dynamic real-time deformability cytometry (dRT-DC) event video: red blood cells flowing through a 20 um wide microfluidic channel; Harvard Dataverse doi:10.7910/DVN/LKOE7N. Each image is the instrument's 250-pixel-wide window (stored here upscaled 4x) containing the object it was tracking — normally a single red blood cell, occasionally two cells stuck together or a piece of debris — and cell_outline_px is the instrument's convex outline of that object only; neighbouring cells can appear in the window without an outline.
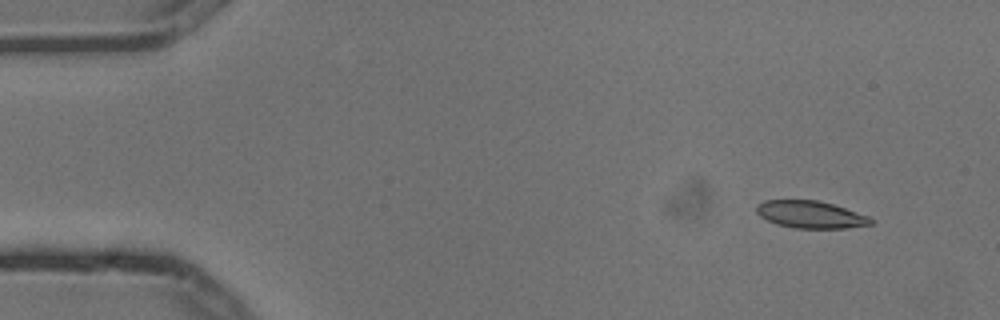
{"species": "common noctule bat (a hibernating species)", "species_latin": "Nyctalus noctula", "temperature_condition": "cold", "stored_images_in_passage": 5, "camera_frame_rate_fps": 3000, "um_per_image_px": 0.085, "animal": {"sex": "male", "body_mass_g": 13.3}, "frame": {"image": 1, "passage_image": 2, "time_ms": 0.333, "image_size_px": [1000, 320], "cell_outline_px": [[872, 224], [844, 228], [792, 228], [776, 224], [760, 216], [756, 212], [756, 204], [764, 200], [816, 200], [832, 204], [868, 216], [872, 220]], "centroid_in_image_um": [68.84, 18.23], "position_along_channel_um": 16.2, "area_um2": 18.03}}
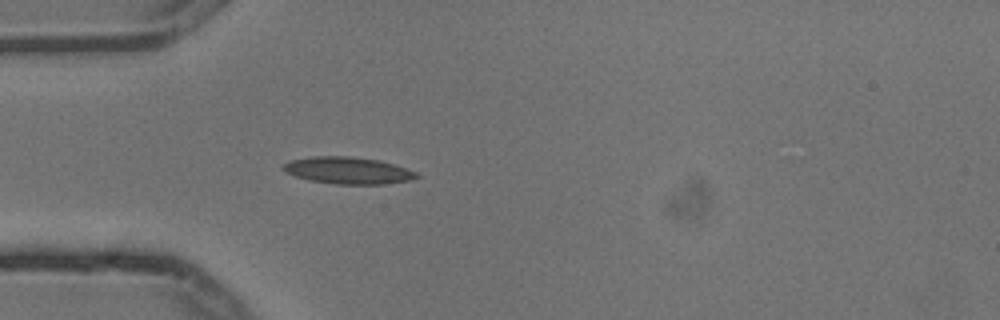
{"frame": {"image": 2, "passage_image": 5, "time_ms": 1.333, "image_size_px": [1000, 320], "cell_outline_px": [[420, 176], [408, 180], [384, 184], [336, 184], [308, 180], [284, 172], [280, 168], [288, 160], [312, 156], [352, 156], [380, 160], [416, 172]], "centroid_in_image_um": [29.5, 14.48], "position_along_channel_um": 55.5, "area_um2": 20.92}}